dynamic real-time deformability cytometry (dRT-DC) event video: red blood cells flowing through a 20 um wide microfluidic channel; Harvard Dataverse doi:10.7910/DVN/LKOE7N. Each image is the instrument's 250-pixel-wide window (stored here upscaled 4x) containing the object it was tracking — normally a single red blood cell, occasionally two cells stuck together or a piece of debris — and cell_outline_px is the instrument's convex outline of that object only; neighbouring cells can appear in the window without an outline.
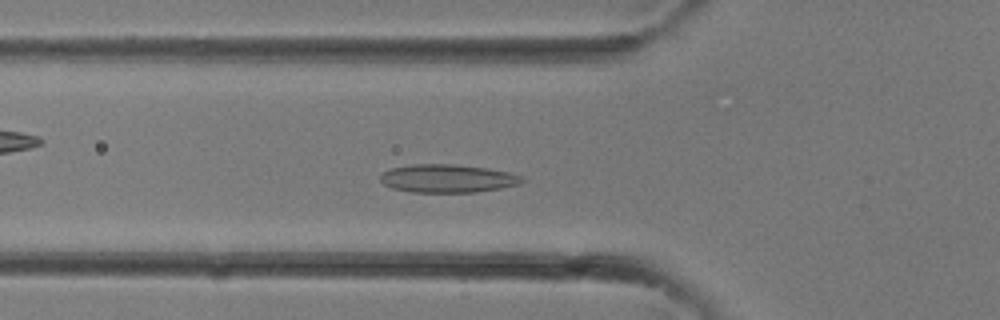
{"species": "common noctule bat (a hibernating species)", "species_latin": "Nyctalus noctula", "temperature_condition": "room temperature", "stored_images_in_passage": 31, "camera_frame_rate_fps": 3000, "um_per_image_px": 0.085, "animal": {"sex": "female"}, "frame": {"image": 1, "passage_image": 9, "time_ms": 2.667, "image_size_px": [1000, 320], "cell_outline_px": [[528, 180], [520, 184], [500, 188], [476, 192], [412, 192], [392, 188], [384, 184], [380, 180], [380, 172], [392, 168], [412, 164], [452, 164], [488, 168], [508, 172], [524, 176]], "centroid_in_image_um": [38.07, 15.16], "position_along_channel_um": 87.7, "area_um2": 23.47}}
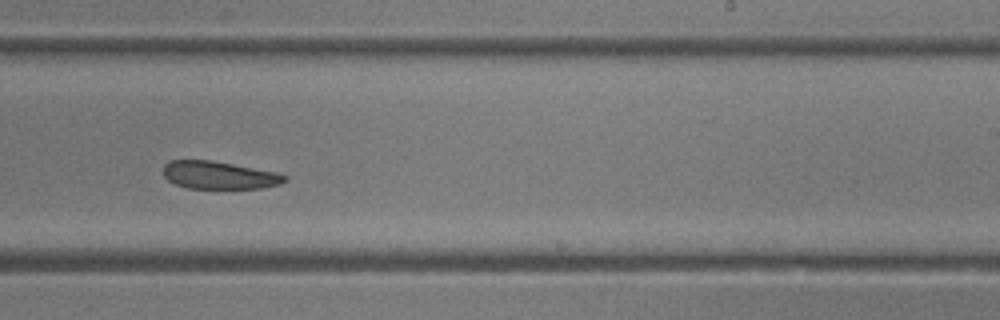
{"frame": {"image": 2, "passage_image": 18, "time_ms": 5.667, "image_size_px": [1000, 320], "cell_outline_px": [[288, 180], [280, 184], [260, 188], [188, 188], [176, 184], [168, 180], [164, 176], [164, 164], [168, 160], [212, 160], [276, 172], [288, 176]], "centroid_in_image_um": [18.63, 14.88], "position_along_channel_um": 270.4, "area_um2": 19.59}}
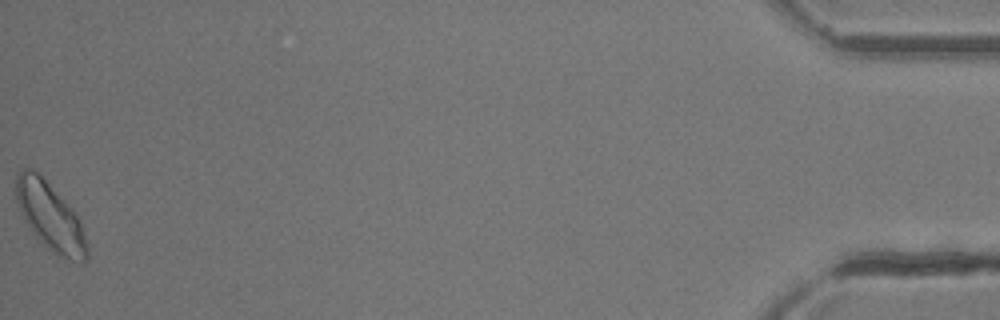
{"frame": {"image": 3, "passage_image": 31, "time_ms": 10.0, "image_size_px": [1000, 320], "cell_outline_px": [[88, 260], [84, 264], [80, 264], [56, 256], [36, 236], [24, 220], [16, 200], [16, 172], [20, 168], [32, 168], [72, 208], [80, 224], [88, 244]], "centroid_in_image_um": [4.28, 18.47], "position_along_channel_um": 430.9, "area_um2": 27.92}}